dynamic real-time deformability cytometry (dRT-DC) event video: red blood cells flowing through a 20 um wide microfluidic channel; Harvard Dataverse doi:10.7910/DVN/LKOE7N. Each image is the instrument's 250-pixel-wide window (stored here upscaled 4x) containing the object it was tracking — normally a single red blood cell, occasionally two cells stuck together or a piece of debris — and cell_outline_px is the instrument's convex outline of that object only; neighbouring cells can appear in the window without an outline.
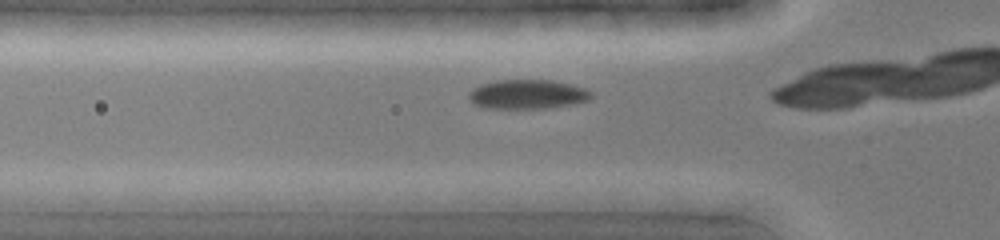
{"species": "common noctule bat (a hibernating species)", "species_latin": "Nyctalus noctula", "temperature_condition": "cold", "stored_images_in_passage": 23, "camera_frame_rate_fps": 3000, "um_per_image_px": 0.085, "animal": {"sex": "female", "body_mass_g": 19.0, "forearm_length_mm": 51.5}, "frame": {"image": 1, "passage_image": 4, "time_ms": 1.0, "image_size_px": [1000, 240], "cell_outline_px": [[592, 96], [588, 100], [572, 104], [548, 108], [484, 108], [476, 104], [468, 96], [468, 92], [472, 88], [480, 84], [496, 80], [552, 80], [584, 88], [592, 92]], "centroid_in_image_um": [44.81, 8.01], "position_along_channel_um": 81.0, "area_um2": 20.81}}
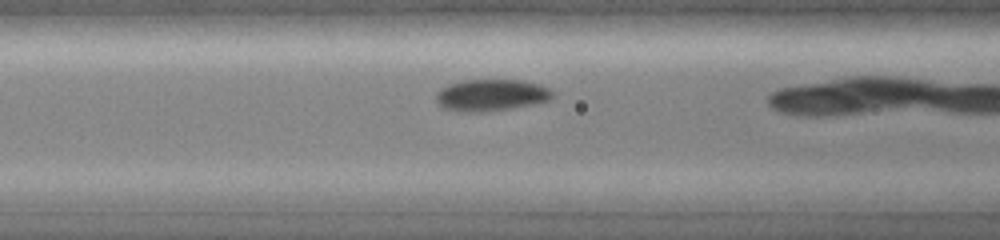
{"frame": {"image": 2, "passage_image": 7, "time_ms": 2.0, "image_size_px": [1000, 240], "cell_outline_px": [[552, 96], [548, 100], [532, 104], [512, 108], [484, 112], [460, 112], [444, 108], [436, 100], [436, 96], [448, 84], [464, 80], [520, 80], [540, 84], [548, 88], [552, 92]], "centroid_in_image_um": [41.75, 8.09], "position_along_channel_um": 124.8, "area_um2": 21.27}}